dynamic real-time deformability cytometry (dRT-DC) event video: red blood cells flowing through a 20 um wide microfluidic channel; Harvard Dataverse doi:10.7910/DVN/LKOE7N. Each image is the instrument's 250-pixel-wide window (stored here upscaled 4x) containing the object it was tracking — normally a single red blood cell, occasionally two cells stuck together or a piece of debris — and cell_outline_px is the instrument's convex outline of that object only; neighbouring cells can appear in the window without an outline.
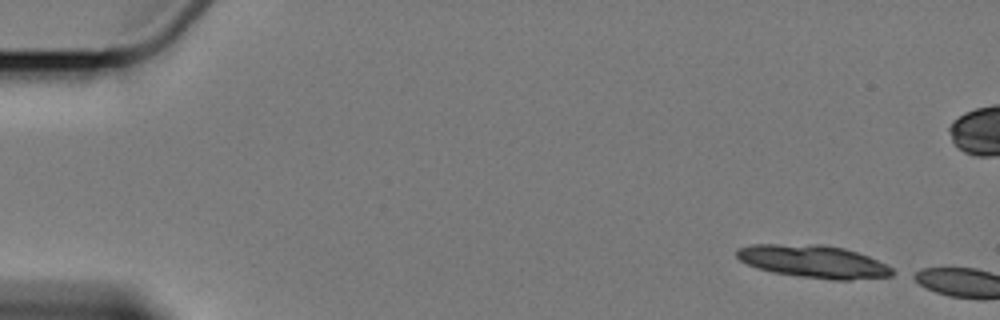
{"species": "Egyptian fruit bat (a non-hibernating species)", "species_latin": "Rousettus aegyptiacus", "temperature_condition": "cold", "stored_images_in_passage": 2, "camera_frame_rate_fps": 3000, "um_per_image_px": 0.085, "animal": {"sex": "female"}, "frame": {"image": 1, "passage_image": 1, "time_ms": 0.0, "image_size_px": [1000, 320], "cell_outline_px": [[892, 276], [848, 280], [832, 280], [800, 276], [772, 272], [748, 264], [740, 260], [736, 256], [736, 248], [752, 244], [824, 244], [844, 248], [868, 256], [888, 264], [892, 268]], "centroid_in_image_um": [69.15, 22.21], "position_along_channel_um": 15.9, "area_um2": 29.65}}